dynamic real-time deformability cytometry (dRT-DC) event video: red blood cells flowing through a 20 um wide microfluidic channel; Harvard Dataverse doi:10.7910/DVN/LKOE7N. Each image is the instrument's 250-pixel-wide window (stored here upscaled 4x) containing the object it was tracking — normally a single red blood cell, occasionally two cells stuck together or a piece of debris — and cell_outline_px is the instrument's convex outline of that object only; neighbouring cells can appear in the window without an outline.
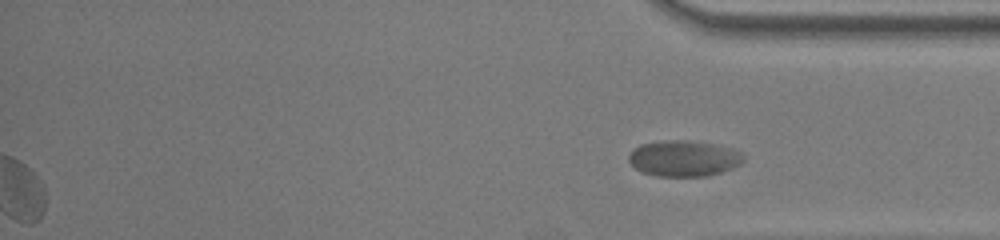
{"species": "common noctule bat (a hibernating species)", "species_latin": "Nyctalus noctula", "temperature_condition": "room temperature", "stored_images_in_passage": 38, "segment_of_instrument_passage": [2, 2], "camera_frame_rate_fps": 3000, "um_per_image_px": 0.085, "animal": {"sex": "female", "body_mass_g": 22.0, "forearm_length_mm": 56.7}, "frame": {"image": 1, "passage_image": 38, "time_ms": 12.333, "image_size_px": [1000, 240], "cell_outline_px": [[744, 160], [740, 164], [732, 168], [708, 176], [656, 176], [644, 172], [636, 168], [628, 160], [628, 156], [632, 148], [640, 144], [668, 140], [688, 140], [712, 144], [732, 148], [744, 156]], "centroid_in_image_um": [58.1, 13.46], "position_along_channel_um": 377.1, "area_um2": 23.93}}